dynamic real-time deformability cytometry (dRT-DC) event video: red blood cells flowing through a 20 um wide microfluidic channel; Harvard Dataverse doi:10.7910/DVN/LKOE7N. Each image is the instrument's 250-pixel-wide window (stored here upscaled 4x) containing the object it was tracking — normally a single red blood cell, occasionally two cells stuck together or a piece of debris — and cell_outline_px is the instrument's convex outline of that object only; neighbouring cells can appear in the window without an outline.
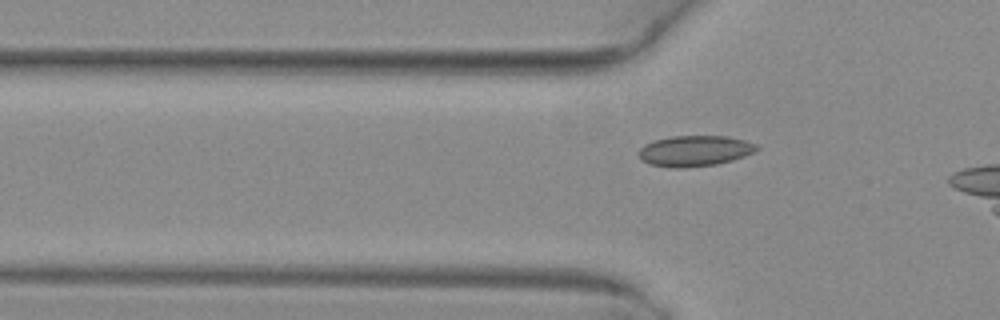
{"species": "common noctule bat (a hibernating species)", "species_latin": "Nyctalus noctula", "temperature_condition": "warm", "stored_images_in_passage": 14, "camera_frame_rate_fps": 3000, "um_per_image_px": 0.085, "animal": {"sex": "female", "body_mass_g": 29.2, "forearm_length_mm": 56.3}, "frame": {"image": 1, "passage_image": 11, "time_ms": 3.333, "image_size_px": [1000, 320], "cell_outline_px": [[760, 148], [744, 156], [732, 160], [716, 164], [684, 168], [676, 168], [648, 164], [640, 160], [640, 148], [644, 144], [656, 140], [672, 136], [728, 136], [744, 140], [756, 144]], "centroid_in_image_um": [59.04, 12.82], "position_along_channel_um": 66.8, "area_um2": 21.04}}